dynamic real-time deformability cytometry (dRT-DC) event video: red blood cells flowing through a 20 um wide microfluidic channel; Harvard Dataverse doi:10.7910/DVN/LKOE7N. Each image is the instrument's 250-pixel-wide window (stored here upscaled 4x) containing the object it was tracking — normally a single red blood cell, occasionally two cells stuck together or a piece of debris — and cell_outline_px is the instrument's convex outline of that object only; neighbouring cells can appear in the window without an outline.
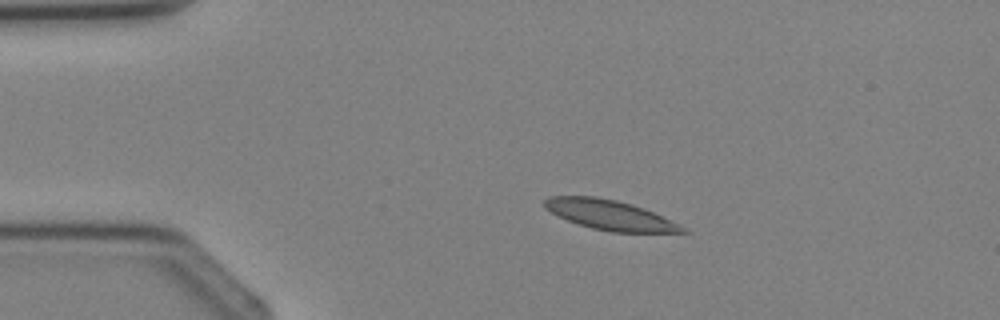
{"species": "Egyptian fruit bat (a non-hibernating species)", "species_latin": "Rousettus aegyptiacus", "temperature_condition": "cold", "stored_images_in_passage": 4, "camera_frame_rate_fps": 3000, "um_per_image_px": 0.085, "animal": {"sex": "female"}, "frame": {"image": 1, "passage_image": 2, "time_ms": 2.0, "image_size_px": [1000, 320], "cell_outline_px": [[692, 232], [612, 232], [592, 228], [568, 220], [544, 208], [544, 200], [548, 196], [596, 196], [616, 200], [632, 204], [644, 208]], "centroid_in_image_um": [51.78, 18.26], "position_along_channel_um": 33.2, "area_um2": 23.47}}
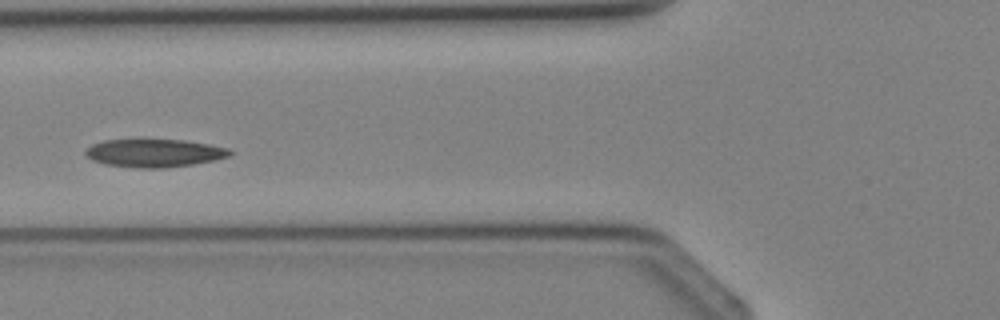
{"frame": {"image": 2, "passage_image": 4, "time_ms": 4.333, "image_size_px": [1000, 320], "cell_outline_px": [[232, 152], [228, 156], [212, 160], [192, 164], [164, 168], [140, 168], [104, 164], [92, 160], [84, 152], [92, 144], [104, 140], [136, 136], [140, 136], [184, 140], [208, 144], [228, 148]], "centroid_in_image_um": [13.04, 12.95], "position_along_channel_um": 112.8, "area_um2": 24.45}}